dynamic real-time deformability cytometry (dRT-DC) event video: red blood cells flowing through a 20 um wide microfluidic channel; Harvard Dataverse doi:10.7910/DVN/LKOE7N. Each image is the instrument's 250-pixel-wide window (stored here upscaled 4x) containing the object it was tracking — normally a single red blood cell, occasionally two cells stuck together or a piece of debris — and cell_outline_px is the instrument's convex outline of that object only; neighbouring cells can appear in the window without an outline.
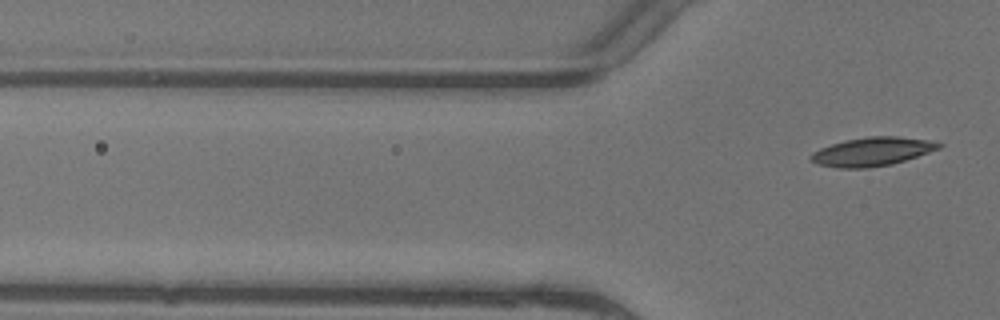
{"species": "common noctule bat (a hibernating species)", "species_latin": "Nyctalus noctula", "temperature_condition": "warm", "stored_images_in_passage": 6, "camera_frame_rate_fps": 3000, "um_per_image_px": 0.085, "animal": {"sex": "female"}, "frame": {"image": 1, "passage_image": 6, "time_ms": 1.667, "image_size_px": [1000, 320], "cell_outline_px": [[944, 144], [940, 148], [892, 164], [868, 168], [836, 168], [816, 164], [808, 156], [812, 152], [820, 148], [844, 140], [868, 136], [896, 136], [932, 140]], "centroid_in_image_um": [74.11, 12.88], "position_along_channel_um": 51.7, "area_um2": 21.44}}